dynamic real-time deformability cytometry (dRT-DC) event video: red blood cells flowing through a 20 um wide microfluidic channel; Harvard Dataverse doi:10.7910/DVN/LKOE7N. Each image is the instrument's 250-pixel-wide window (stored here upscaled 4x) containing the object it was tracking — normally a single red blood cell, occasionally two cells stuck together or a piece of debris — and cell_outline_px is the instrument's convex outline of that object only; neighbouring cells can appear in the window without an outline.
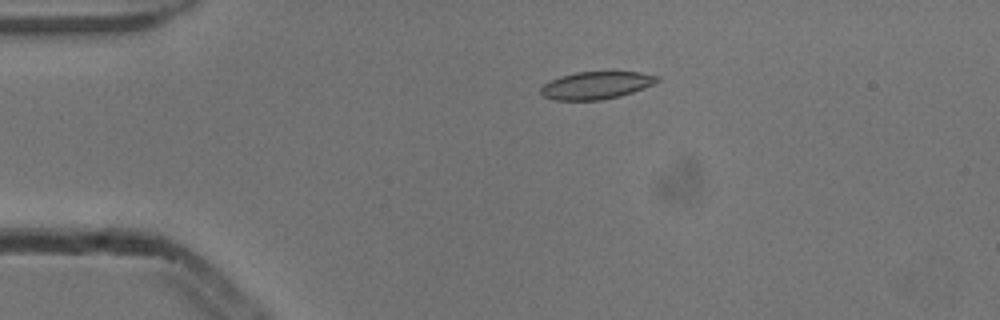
{"species": "common noctule bat (a hibernating species)", "species_latin": "Nyctalus noctula", "temperature_condition": "cold", "stored_images_in_passage": 4, "camera_frame_rate_fps": 3000, "um_per_image_px": 0.085, "animal": {"sex": "male", "body_mass_g": 13.3}, "frame": {"image": 1, "passage_image": 3, "time_ms": 0.667, "image_size_px": [1000, 320], "cell_outline_px": [[660, 80], [652, 84], [632, 92], [620, 96], [600, 100], [552, 100], [544, 96], [540, 92], [540, 88], [544, 84], [560, 76], [576, 72], [640, 72], [660, 76]], "centroid_in_image_um": [50.67, 7.25], "position_along_channel_um": 34.3, "area_um2": 18.55}}